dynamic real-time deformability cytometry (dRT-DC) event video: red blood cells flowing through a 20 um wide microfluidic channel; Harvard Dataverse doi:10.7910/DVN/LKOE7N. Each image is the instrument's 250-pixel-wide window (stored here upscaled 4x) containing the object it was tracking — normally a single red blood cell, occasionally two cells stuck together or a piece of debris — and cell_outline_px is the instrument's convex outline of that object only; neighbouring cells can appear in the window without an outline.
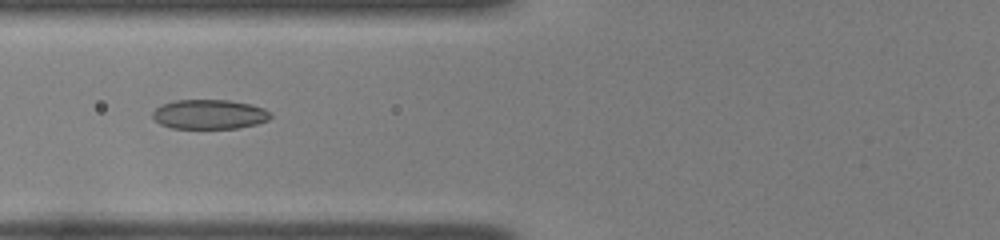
{"species": "common noctule bat (a hibernating species)", "species_latin": "Nyctalus noctula", "temperature_condition": "room temperature", "stored_images_in_passage": 36, "camera_frame_rate_fps": 3000, "um_per_image_px": 0.085, "animal": {"sex": "female", "body_mass_g": 22.0, "forearm_length_mm": 56.7}, "frame": {"image": 1, "passage_image": 7, "time_ms": 2.0, "image_size_px": [1000, 240], "cell_outline_px": [[272, 116], [268, 120], [256, 124], [236, 128], [172, 128], [160, 124], [152, 116], [152, 112], [160, 104], [176, 100], [228, 100], [248, 104], [264, 108]], "centroid_in_image_um": [17.76, 9.71], "position_along_channel_um": 108.0, "area_um2": 20.17}}
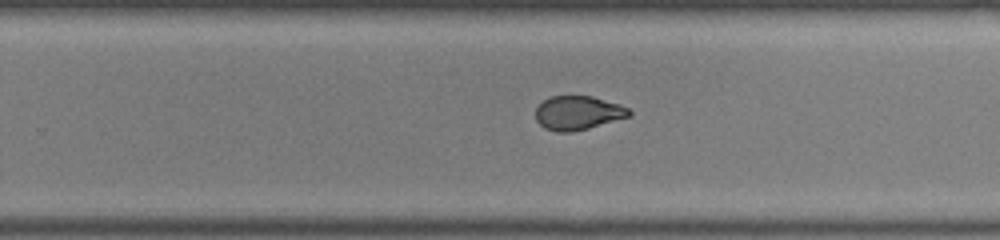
{"frame": {"image": 2, "passage_image": 20, "time_ms": 6.333, "image_size_px": [1000, 240], "cell_outline_px": [[632, 112], [628, 116], [588, 128], [572, 132], [556, 132], [544, 128], [536, 120], [536, 108], [548, 96], [592, 96], [620, 104], [628, 108]], "centroid_in_image_um": [49.09, 9.59], "position_along_channel_um": 280.7, "area_um2": 18.38}}
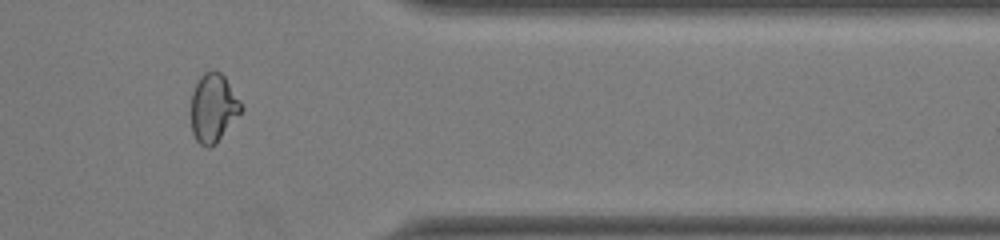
{"frame": {"image": 3, "passage_image": 29, "time_ms": 9.333, "image_size_px": [1000, 240], "cell_outline_px": [[244, 108], [216, 144], [208, 148], [200, 144], [196, 140], [192, 132], [192, 92], [200, 76], [204, 72], [212, 68], [220, 72], [224, 76], [240, 100]], "centroid_in_image_um": [18.14, 9.16], "position_along_channel_um": 393.3, "area_um2": 20.0}, "authors_computed_cell_mechanics": {"area_um2": 19.5364, "velocity_mm_per_s": 3.9934, "shape_relaxation_time_tau1_ms": null, "shape_relaxation_time_tau2_ms": 0.8022, "deformation_change_tau1": null, "deformation_change_tau2": 0.0558}}